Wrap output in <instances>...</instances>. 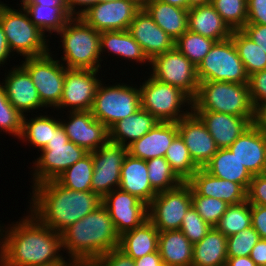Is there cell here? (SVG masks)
I'll list each match as a JSON object with an SVG mask.
<instances>
[{
  "mask_svg": "<svg viewBox=\"0 0 266 266\" xmlns=\"http://www.w3.org/2000/svg\"><path fill=\"white\" fill-rule=\"evenodd\" d=\"M69 120L60 119L69 141L87 152L99 149L109 140L108 128L94 118L91 111H67ZM64 120V121H63Z\"/></svg>",
  "mask_w": 266,
  "mask_h": 266,
  "instance_id": "ac0fdd59",
  "label": "cell"
},
{
  "mask_svg": "<svg viewBox=\"0 0 266 266\" xmlns=\"http://www.w3.org/2000/svg\"><path fill=\"white\" fill-rule=\"evenodd\" d=\"M146 164L150 184L157 193L175 189L183 183L172 171L165 157L147 160Z\"/></svg>",
  "mask_w": 266,
  "mask_h": 266,
  "instance_id": "60d3db41",
  "label": "cell"
},
{
  "mask_svg": "<svg viewBox=\"0 0 266 266\" xmlns=\"http://www.w3.org/2000/svg\"><path fill=\"white\" fill-rule=\"evenodd\" d=\"M227 258V237L212 227L201 241L193 244L191 266H221Z\"/></svg>",
  "mask_w": 266,
  "mask_h": 266,
  "instance_id": "836d02e7",
  "label": "cell"
},
{
  "mask_svg": "<svg viewBox=\"0 0 266 266\" xmlns=\"http://www.w3.org/2000/svg\"><path fill=\"white\" fill-rule=\"evenodd\" d=\"M147 77L139 86L142 109L151 113L159 122L177 123L192 112L193 100L186 93L151 75Z\"/></svg>",
  "mask_w": 266,
  "mask_h": 266,
  "instance_id": "52a82bcc",
  "label": "cell"
},
{
  "mask_svg": "<svg viewBox=\"0 0 266 266\" xmlns=\"http://www.w3.org/2000/svg\"><path fill=\"white\" fill-rule=\"evenodd\" d=\"M205 124L217 147L228 148L256 118L238 117L215 111H193Z\"/></svg>",
  "mask_w": 266,
  "mask_h": 266,
  "instance_id": "603a6c76",
  "label": "cell"
},
{
  "mask_svg": "<svg viewBox=\"0 0 266 266\" xmlns=\"http://www.w3.org/2000/svg\"><path fill=\"white\" fill-rule=\"evenodd\" d=\"M241 31L266 53V25L245 24Z\"/></svg>",
  "mask_w": 266,
  "mask_h": 266,
  "instance_id": "db71d44e",
  "label": "cell"
},
{
  "mask_svg": "<svg viewBox=\"0 0 266 266\" xmlns=\"http://www.w3.org/2000/svg\"><path fill=\"white\" fill-rule=\"evenodd\" d=\"M21 6L66 7L65 0H21Z\"/></svg>",
  "mask_w": 266,
  "mask_h": 266,
  "instance_id": "680465c9",
  "label": "cell"
},
{
  "mask_svg": "<svg viewBox=\"0 0 266 266\" xmlns=\"http://www.w3.org/2000/svg\"><path fill=\"white\" fill-rule=\"evenodd\" d=\"M63 49L61 62L67 69L100 70V32L80 17H72L57 33Z\"/></svg>",
  "mask_w": 266,
  "mask_h": 266,
  "instance_id": "277c9868",
  "label": "cell"
},
{
  "mask_svg": "<svg viewBox=\"0 0 266 266\" xmlns=\"http://www.w3.org/2000/svg\"><path fill=\"white\" fill-rule=\"evenodd\" d=\"M259 239L258 232L252 226L227 237V256H249Z\"/></svg>",
  "mask_w": 266,
  "mask_h": 266,
  "instance_id": "bcb514c9",
  "label": "cell"
},
{
  "mask_svg": "<svg viewBox=\"0 0 266 266\" xmlns=\"http://www.w3.org/2000/svg\"><path fill=\"white\" fill-rule=\"evenodd\" d=\"M231 39L248 76L266 69V53L241 30H234Z\"/></svg>",
  "mask_w": 266,
  "mask_h": 266,
  "instance_id": "8d00e7d4",
  "label": "cell"
},
{
  "mask_svg": "<svg viewBox=\"0 0 266 266\" xmlns=\"http://www.w3.org/2000/svg\"><path fill=\"white\" fill-rule=\"evenodd\" d=\"M101 204L109 212L119 236L140 226L148 219V205L119 188L106 194Z\"/></svg>",
  "mask_w": 266,
  "mask_h": 266,
  "instance_id": "e0dca14e",
  "label": "cell"
},
{
  "mask_svg": "<svg viewBox=\"0 0 266 266\" xmlns=\"http://www.w3.org/2000/svg\"><path fill=\"white\" fill-rule=\"evenodd\" d=\"M250 204L266 206V173L254 175L247 190Z\"/></svg>",
  "mask_w": 266,
  "mask_h": 266,
  "instance_id": "681fc988",
  "label": "cell"
},
{
  "mask_svg": "<svg viewBox=\"0 0 266 266\" xmlns=\"http://www.w3.org/2000/svg\"><path fill=\"white\" fill-rule=\"evenodd\" d=\"M106 53L114 54L117 58L135 61L138 64L150 66V60L145 55L140 44L132 37L128 30L105 31L100 33V56ZM104 52V53H103ZM149 62V63H148ZM143 63V64H142Z\"/></svg>",
  "mask_w": 266,
  "mask_h": 266,
  "instance_id": "f1b7e54d",
  "label": "cell"
},
{
  "mask_svg": "<svg viewBox=\"0 0 266 266\" xmlns=\"http://www.w3.org/2000/svg\"><path fill=\"white\" fill-rule=\"evenodd\" d=\"M23 115L8 101L3 84L0 81V133L20 137Z\"/></svg>",
  "mask_w": 266,
  "mask_h": 266,
  "instance_id": "f6af8a7d",
  "label": "cell"
},
{
  "mask_svg": "<svg viewBox=\"0 0 266 266\" xmlns=\"http://www.w3.org/2000/svg\"><path fill=\"white\" fill-rule=\"evenodd\" d=\"M203 168L213 176L241 184L246 190L253 177L229 148L218 149Z\"/></svg>",
  "mask_w": 266,
  "mask_h": 266,
  "instance_id": "d6a6232c",
  "label": "cell"
},
{
  "mask_svg": "<svg viewBox=\"0 0 266 266\" xmlns=\"http://www.w3.org/2000/svg\"><path fill=\"white\" fill-rule=\"evenodd\" d=\"M135 266H160L162 263L159 251L147 254L139 259L134 260Z\"/></svg>",
  "mask_w": 266,
  "mask_h": 266,
  "instance_id": "6f0895ef",
  "label": "cell"
},
{
  "mask_svg": "<svg viewBox=\"0 0 266 266\" xmlns=\"http://www.w3.org/2000/svg\"><path fill=\"white\" fill-rule=\"evenodd\" d=\"M160 266H171L170 264H166V263H161Z\"/></svg>",
  "mask_w": 266,
  "mask_h": 266,
  "instance_id": "89a4df30",
  "label": "cell"
},
{
  "mask_svg": "<svg viewBox=\"0 0 266 266\" xmlns=\"http://www.w3.org/2000/svg\"><path fill=\"white\" fill-rule=\"evenodd\" d=\"M191 206V186L183 182L175 189L157 193L148 205V219L159 232L179 230Z\"/></svg>",
  "mask_w": 266,
  "mask_h": 266,
  "instance_id": "4fadbf2b",
  "label": "cell"
},
{
  "mask_svg": "<svg viewBox=\"0 0 266 266\" xmlns=\"http://www.w3.org/2000/svg\"><path fill=\"white\" fill-rule=\"evenodd\" d=\"M211 4L232 31L247 23V0H211Z\"/></svg>",
  "mask_w": 266,
  "mask_h": 266,
  "instance_id": "7bdbcfd3",
  "label": "cell"
},
{
  "mask_svg": "<svg viewBox=\"0 0 266 266\" xmlns=\"http://www.w3.org/2000/svg\"><path fill=\"white\" fill-rule=\"evenodd\" d=\"M158 122L151 113L140 108L108 129L109 141L128 146L148 133Z\"/></svg>",
  "mask_w": 266,
  "mask_h": 266,
  "instance_id": "4dcf8cb0",
  "label": "cell"
},
{
  "mask_svg": "<svg viewBox=\"0 0 266 266\" xmlns=\"http://www.w3.org/2000/svg\"><path fill=\"white\" fill-rule=\"evenodd\" d=\"M177 127L192 160L203 168L219 149L205 124L192 111L177 122Z\"/></svg>",
  "mask_w": 266,
  "mask_h": 266,
  "instance_id": "d6986e66",
  "label": "cell"
},
{
  "mask_svg": "<svg viewBox=\"0 0 266 266\" xmlns=\"http://www.w3.org/2000/svg\"><path fill=\"white\" fill-rule=\"evenodd\" d=\"M142 7L153 21L175 41L188 30V10L160 0L146 1Z\"/></svg>",
  "mask_w": 266,
  "mask_h": 266,
  "instance_id": "83f0119b",
  "label": "cell"
},
{
  "mask_svg": "<svg viewBox=\"0 0 266 266\" xmlns=\"http://www.w3.org/2000/svg\"><path fill=\"white\" fill-rule=\"evenodd\" d=\"M188 30L215 41L228 39L233 32L211 3L188 10Z\"/></svg>",
  "mask_w": 266,
  "mask_h": 266,
  "instance_id": "4316f807",
  "label": "cell"
},
{
  "mask_svg": "<svg viewBox=\"0 0 266 266\" xmlns=\"http://www.w3.org/2000/svg\"><path fill=\"white\" fill-rule=\"evenodd\" d=\"M199 195L237 205L247 200V190L238 183L218 178L199 168L187 182Z\"/></svg>",
  "mask_w": 266,
  "mask_h": 266,
  "instance_id": "cb8c5ba5",
  "label": "cell"
},
{
  "mask_svg": "<svg viewBox=\"0 0 266 266\" xmlns=\"http://www.w3.org/2000/svg\"><path fill=\"white\" fill-rule=\"evenodd\" d=\"M128 31L150 61L175 47V40L153 21L143 7L135 14Z\"/></svg>",
  "mask_w": 266,
  "mask_h": 266,
  "instance_id": "ffe728a7",
  "label": "cell"
},
{
  "mask_svg": "<svg viewBox=\"0 0 266 266\" xmlns=\"http://www.w3.org/2000/svg\"><path fill=\"white\" fill-rule=\"evenodd\" d=\"M94 263L97 266H135L134 259L118 248L102 254Z\"/></svg>",
  "mask_w": 266,
  "mask_h": 266,
  "instance_id": "f907efd6",
  "label": "cell"
},
{
  "mask_svg": "<svg viewBox=\"0 0 266 266\" xmlns=\"http://www.w3.org/2000/svg\"><path fill=\"white\" fill-rule=\"evenodd\" d=\"M41 155L33 162V182L31 186L48 180H55L70 166L79 161L88 152L72 141H69L63 126L60 124L54 131Z\"/></svg>",
  "mask_w": 266,
  "mask_h": 266,
  "instance_id": "ba28073f",
  "label": "cell"
},
{
  "mask_svg": "<svg viewBox=\"0 0 266 266\" xmlns=\"http://www.w3.org/2000/svg\"><path fill=\"white\" fill-rule=\"evenodd\" d=\"M266 25V0H247V23Z\"/></svg>",
  "mask_w": 266,
  "mask_h": 266,
  "instance_id": "816d5d0a",
  "label": "cell"
},
{
  "mask_svg": "<svg viewBox=\"0 0 266 266\" xmlns=\"http://www.w3.org/2000/svg\"><path fill=\"white\" fill-rule=\"evenodd\" d=\"M93 172L92 152H88L79 161L61 173L55 180L65 188L75 191H91Z\"/></svg>",
  "mask_w": 266,
  "mask_h": 266,
  "instance_id": "74e56055",
  "label": "cell"
},
{
  "mask_svg": "<svg viewBox=\"0 0 266 266\" xmlns=\"http://www.w3.org/2000/svg\"><path fill=\"white\" fill-rule=\"evenodd\" d=\"M158 239V229L147 219L140 226L123 233L119 237L118 249L136 260L158 251Z\"/></svg>",
  "mask_w": 266,
  "mask_h": 266,
  "instance_id": "f546056e",
  "label": "cell"
},
{
  "mask_svg": "<svg viewBox=\"0 0 266 266\" xmlns=\"http://www.w3.org/2000/svg\"><path fill=\"white\" fill-rule=\"evenodd\" d=\"M142 8L137 0H102L79 17L96 31L128 30L135 14Z\"/></svg>",
  "mask_w": 266,
  "mask_h": 266,
  "instance_id": "9a60e30c",
  "label": "cell"
},
{
  "mask_svg": "<svg viewBox=\"0 0 266 266\" xmlns=\"http://www.w3.org/2000/svg\"><path fill=\"white\" fill-rule=\"evenodd\" d=\"M255 123L266 132V104L261 106L256 111V121Z\"/></svg>",
  "mask_w": 266,
  "mask_h": 266,
  "instance_id": "6125c7cd",
  "label": "cell"
},
{
  "mask_svg": "<svg viewBox=\"0 0 266 266\" xmlns=\"http://www.w3.org/2000/svg\"><path fill=\"white\" fill-rule=\"evenodd\" d=\"M52 55L51 51L42 56L27 57L21 65L30 74L44 109L53 107L55 110L63 94L65 66Z\"/></svg>",
  "mask_w": 266,
  "mask_h": 266,
  "instance_id": "8fae6325",
  "label": "cell"
},
{
  "mask_svg": "<svg viewBox=\"0 0 266 266\" xmlns=\"http://www.w3.org/2000/svg\"><path fill=\"white\" fill-rule=\"evenodd\" d=\"M100 1L102 0H65V4L72 17H79L89 7L97 4Z\"/></svg>",
  "mask_w": 266,
  "mask_h": 266,
  "instance_id": "11a10c76",
  "label": "cell"
},
{
  "mask_svg": "<svg viewBox=\"0 0 266 266\" xmlns=\"http://www.w3.org/2000/svg\"><path fill=\"white\" fill-rule=\"evenodd\" d=\"M32 189L29 212L58 233L94 211L102 202L92 191L65 188L56 180L33 185Z\"/></svg>",
  "mask_w": 266,
  "mask_h": 266,
  "instance_id": "7a4b0ae2",
  "label": "cell"
},
{
  "mask_svg": "<svg viewBox=\"0 0 266 266\" xmlns=\"http://www.w3.org/2000/svg\"><path fill=\"white\" fill-rule=\"evenodd\" d=\"M192 111H215L245 118H256L248 83L200 82Z\"/></svg>",
  "mask_w": 266,
  "mask_h": 266,
  "instance_id": "5b68a950",
  "label": "cell"
},
{
  "mask_svg": "<svg viewBox=\"0 0 266 266\" xmlns=\"http://www.w3.org/2000/svg\"><path fill=\"white\" fill-rule=\"evenodd\" d=\"M7 73L1 83L8 101L19 113L24 116L31 110L44 107L30 74L21 64L13 66Z\"/></svg>",
  "mask_w": 266,
  "mask_h": 266,
  "instance_id": "7402d4cb",
  "label": "cell"
},
{
  "mask_svg": "<svg viewBox=\"0 0 266 266\" xmlns=\"http://www.w3.org/2000/svg\"><path fill=\"white\" fill-rule=\"evenodd\" d=\"M72 264H53L50 266H71Z\"/></svg>",
  "mask_w": 266,
  "mask_h": 266,
  "instance_id": "003e7915",
  "label": "cell"
},
{
  "mask_svg": "<svg viewBox=\"0 0 266 266\" xmlns=\"http://www.w3.org/2000/svg\"><path fill=\"white\" fill-rule=\"evenodd\" d=\"M251 226V204L246 200L237 205H229L215 228L229 237Z\"/></svg>",
  "mask_w": 266,
  "mask_h": 266,
  "instance_id": "ab89813d",
  "label": "cell"
},
{
  "mask_svg": "<svg viewBox=\"0 0 266 266\" xmlns=\"http://www.w3.org/2000/svg\"><path fill=\"white\" fill-rule=\"evenodd\" d=\"M197 77L199 82L223 81L238 84L249 82V76L231 37L214 43L198 64Z\"/></svg>",
  "mask_w": 266,
  "mask_h": 266,
  "instance_id": "30bf717a",
  "label": "cell"
},
{
  "mask_svg": "<svg viewBox=\"0 0 266 266\" xmlns=\"http://www.w3.org/2000/svg\"><path fill=\"white\" fill-rule=\"evenodd\" d=\"M178 134L176 122H158L148 133L128 145V154L145 161L164 157Z\"/></svg>",
  "mask_w": 266,
  "mask_h": 266,
  "instance_id": "d4e9b609",
  "label": "cell"
},
{
  "mask_svg": "<svg viewBox=\"0 0 266 266\" xmlns=\"http://www.w3.org/2000/svg\"><path fill=\"white\" fill-rule=\"evenodd\" d=\"M28 213L15 224H8L9 227L0 224V266L73 264L74 261L60 252L63 250L61 234Z\"/></svg>",
  "mask_w": 266,
  "mask_h": 266,
  "instance_id": "6da1fadb",
  "label": "cell"
},
{
  "mask_svg": "<svg viewBox=\"0 0 266 266\" xmlns=\"http://www.w3.org/2000/svg\"><path fill=\"white\" fill-rule=\"evenodd\" d=\"M128 154V147L107 141L99 149L92 152L93 177L91 191L101 199L120 185V171Z\"/></svg>",
  "mask_w": 266,
  "mask_h": 266,
  "instance_id": "5bb4252c",
  "label": "cell"
},
{
  "mask_svg": "<svg viewBox=\"0 0 266 266\" xmlns=\"http://www.w3.org/2000/svg\"><path fill=\"white\" fill-rule=\"evenodd\" d=\"M192 206L203 220L210 226L215 227L221 216L226 212L227 204L225 201L213 197L199 195L191 187Z\"/></svg>",
  "mask_w": 266,
  "mask_h": 266,
  "instance_id": "ee69618b",
  "label": "cell"
},
{
  "mask_svg": "<svg viewBox=\"0 0 266 266\" xmlns=\"http://www.w3.org/2000/svg\"><path fill=\"white\" fill-rule=\"evenodd\" d=\"M98 72L99 70L67 69L65 67L63 94L59 106L56 108L57 111L63 109L90 111L101 82L96 77L99 75Z\"/></svg>",
  "mask_w": 266,
  "mask_h": 266,
  "instance_id": "2e32d148",
  "label": "cell"
},
{
  "mask_svg": "<svg viewBox=\"0 0 266 266\" xmlns=\"http://www.w3.org/2000/svg\"><path fill=\"white\" fill-rule=\"evenodd\" d=\"M160 1L167 3V4L181 7L183 9H188V1L187 0H160Z\"/></svg>",
  "mask_w": 266,
  "mask_h": 266,
  "instance_id": "be15d7a7",
  "label": "cell"
},
{
  "mask_svg": "<svg viewBox=\"0 0 266 266\" xmlns=\"http://www.w3.org/2000/svg\"><path fill=\"white\" fill-rule=\"evenodd\" d=\"M227 266H257L249 256L228 257Z\"/></svg>",
  "mask_w": 266,
  "mask_h": 266,
  "instance_id": "94428289",
  "label": "cell"
},
{
  "mask_svg": "<svg viewBox=\"0 0 266 266\" xmlns=\"http://www.w3.org/2000/svg\"><path fill=\"white\" fill-rule=\"evenodd\" d=\"M104 84L101 81L98 85L90 111L109 129L117 121L137 112L141 108V97L137 85L134 87L124 82L112 86Z\"/></svg>",
  "mask_w": 266,
  "mask_h": 266,
  "instance_id": "9c48e42d",
  "label": "cell"
},
{
  "mask_svg": "<svg viewBox=\"0 0 266 266\" xmlns=\"http://www.w3.org/2000/svg\"><path fill=\"white\" fill-rule=\"evenodd\" d=\"M228 148L252 176L266 173V132L256 123Z\"/></svg>",
  "mask_w": 266,
  "mask_h": 266,
  "instance_id": "44dd1931",
  "label": "cell"
},
{
  "mask_svg": "<svg viewBox=\"0 0 266 266\" xmlns=\"http://www.w3.org/2000/svg\"><path fill=\"white\" fill-rule=\"evenodd\" d=\"M248 85L252 104L257 111L266 104V69L250 75Z\"/></svg>",
  "mask_w": 266,
  "mask_h": 266,
  "instance_id": "c3c4849f",
  "label": "cell"
},
{
  "mask_svg": "<svg viewBox=\"0 0 266 266\" xmlns=\"http://www.w3.org/2000/svg\"><path fill=\"white\" fill-rule=\"evenodd\" d=\"M212 226L206 223L203 218L197 213L193 206H191L182 219L181 230L184 236L195 244L201 241Z\"/></svg>",
  "mask_w": 266,
  "mask_h": 266,
  "instance_id": "7dc6e473",
  "label": "cell"
},
{
  "mask_svg": "<svg viewBox=\"0 0 266 266\" xmlns=\"http://www.w3.org/2000/svg\"><path fill=\"white\" fill-rule=\"evenodd\" d=\"M21 8V9H20ZM14 9L0 1V24L6 35L10 52L27 57L42 56L51 51L49 39L29 18L24 8Z\"/></svg>",
  "mask_w": 266,
  "mask_h": 266,
  "instance_id": "8992f818",
  "label": "cell"
},
{
  "mask_svg": "<svg viewBox=\"0 0 266 266\" xmlns=\"http://www.w3.org/2000/svg\"><path fill=\"white\" fill-rule=\"evenodd\" d=\"M251 224L261 239H266V206L251 204Z\"/></svg>",
  "mask_w": 266,
  "mask_h": 266,
  "instance_id": "f5cc1de1",
  "label": "cell"
},
{
  "mask_svg": "<svg viewBox=\"0 0 266 266\" xmlns=\"http://www.w3.org/2000/svg\"><path fill=\"white\" fill-rule=\"evenodd\" d=\"M119 189L136 196L149 205L157 192L148 178L146 161L127 154L120 171Z\"/></svg>",
  "mask_w": 266,
  "mask_h": 266,
  "instance_id": "484cf974",
  "label": "cell"
},
{
  "mask_svg": "<svg viewBox=\"0 0 266 266\" xmlns=\"http://www.w3.org/2000/svg\"><path fill=\"white\" fill-rule=\"evenodd\" d=\"M249 257L257 266H266V239H259L251 250Z\"/></svg>",
  "mask_w": 266,
  "mask_h": 266,
  "instance_id": "9f6ffc18",
  "label": "cell"
},
{
  "mask_svg": "<svg viewBox=\"0 0 266 266\" xmlns=\"http://www.w3.org/2000/svg\"><path fill=\"white\" fill-rule=\"evenodd\" d=\"M188 1V9L194 6L204 5L211 3V0H187Z\"/></svg>",
  "mask_w": 266,
  "mask_h": 266,
  "instance_id": "e7e4bbea",
  "label": "cell"
},
{
  "mask_svg": "<svg viewBox=\"0 0 266 266\" xmlns=\"http://www.w3.org/2000/svg\"><path fill=\"white\" fill-rule=\"evenodd\" d=\"M141 5H143L146 1H149V0H137Z\"/></svg>",
  "mask_w": 266,
  "mask_h": 266,
  "instance_id": "a7ac6f4b",
  "label": "cell"
},
{
  "mask_svg": "<svg viewBox=\"0 0 266 266\" xmlns=\"http://www.w3.org/2000/svg\"><path fill=\"white\" fill-rule=\"evenodd\" d=\"M28 114L23 116L22 120V132L20 134L19 140L23 143H30L37 150L45 148L49 140L53 135V131L61 124L60 119H56L51 115H35L29 117Z\"/></svg>",
  "mask_w": 266,
  "mask_h": 266,
  "instance_id": "e575fe53",
  "label": "cell"
},
{
  "mask_svg": "<svg viewBox=\"0 0 266 266\" xmlns=\"http://www.w3.org/2000/svg\"><path fill=\"white\" fill-rule=\"evenodd\" d=\"M29 15L30 21L36 25L44 34H56L72 18L67 7L50 6H20Z\"/></svg>",
  "mask_w": 266,
  "mask_h": 266,
  "instance_id": "d590c367",
  "label": "cell"
},
{
  "mask_svg": "<svg viewBox=\"0 0 266 266\" xmlns=\"http://www.w3.org/2000/svg\"><path fill=\"white\" fill-rule=\"evenodd\" d=\"M60 234L62 251L74 262H95L102 254L119 246L120 236L102 204Z\"/></svg>",
  "mask_w": 266,
  "mask_h": 266,
  "instance_id": "3957f363",
  "label": "cell"
},
{
  "mask_svg": "<svg viewBox=\"0 0 266 266\" xmlns=\"http://www.w3.org/2000/svg\"><path fill=\"white\" fill-rule=\"evenodd\" d=\"M164 157L182 182H188L199 169L179 133L174 137Z\"/></svg>",
  "mask_w": 266,
  "mask_h": 266,
  "instance_id": "f35d334b",
  "label": "cell"
},
{
  "mask_svg": "<svg viewBox=\"0 0 266 266\" xmlns=\"http://www.w3.org/2000/svg\"><path fill=\"white\" fill-rule=\"evenodd\" d=\"M158 251L162 263L171 266H191L192 264L193 244L181 230L159 232Z\"/></svg>",
  "mask_w": 266,
  "mask_h": 266,
  "instance_id": "1f68e13d",
  "label": "cell"
},
{
  "mask_svg": "<svg viewBox=\"0 0 266 266\" xmlns=\"http://www.w3.org/2000/svg\"><path fill=\"white\" fill-rule=\"evenodd\" d=\"M12 53L10 52V48L8 46L6 35L4 33L3 27L0 24V67L4 65V63L7 62Z\"/></svg>",
  "mask_w": 266,
  "mask_h": 266,
  "instance_id": "91938a15",
  "label": "cell"
},
{
  "mask_svg": "<svg viewBox=\"0 0 266 266\" xmlns=\"http://www.w3.org/2000/svg\"><path fill=\"white\" fill-rule=\"evenodd\" d=\"M216 41L187 30L176 41L175 47L196 67Z\"/></svg>",
  "mask_w": 266,
  "mask_h": 266,
  "instance_id": "b9f144b4",
  "label": "cell"
},
{
  "mask_svg": "<svg viewBox=\"0 0 266 266\" xmlns=\"http://www.w3.org/2000/svg\"><path fill=\"white\" fill-rule=\"evenodd\" d=\"M71 266H97L94 262H74Z\"/></svg>",
  "mask_w": 266,
  "mask_h": 266,
  "instance_id": "03108f58",
  "label": "cell"
},
{
  "mask_svg": "<svg viewBox=\"0 0 266 266\" xmlns=\"http://www.w3.org/2000/svg\"><path fill=\"white\" fill-rule=\"evenodd\" d=\"M151 72L156 80L173 85L186 93L192 100L200 84L197 67L190 62L176 47L155 56L150 61Z\"/></svg>",
  "mask_w": 266,
  "mask_h": 266,
  "instance_id": "7c38bea8",
  "label": "cell"
}]
</instances>
